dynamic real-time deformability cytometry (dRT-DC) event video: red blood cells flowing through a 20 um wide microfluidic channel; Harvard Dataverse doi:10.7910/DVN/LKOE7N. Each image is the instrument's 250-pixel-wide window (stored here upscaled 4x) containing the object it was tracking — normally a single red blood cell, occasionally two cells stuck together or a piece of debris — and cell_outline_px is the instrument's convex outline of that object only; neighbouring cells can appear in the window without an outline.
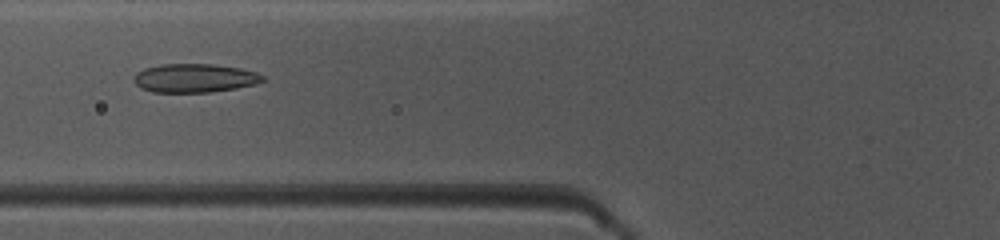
{"species": "common noctule bat (a hibernating species)", "species_latin": "Nyctalus noctula", "temperature_condition": "warm", "stored_images_in_passage": 32, "camera_frame_rate_fps": 3000, "um_per_image_px": 0.085, "animal": {"sex": "female", "body_mass_g": 10.0, "forearm_length_mm": 53.1}, "frame": {"image": 1, "passage_image": 5, "time_ms": 1.333, "image_size_px": [1000, 240], "cell_outline_px": [[264, 80], [256, 84], [236, 88], [208, 92], [152, 92], [140, 88], [136, 84], [136, 72], [144, 68], [160, 64], [212, 64], [240, 68], [256, 72], [264, 76]], "centroid_in_image_um": [16.55, 6.63], "position_along_channel_um": 109.3, "area_um2": 21.44}}
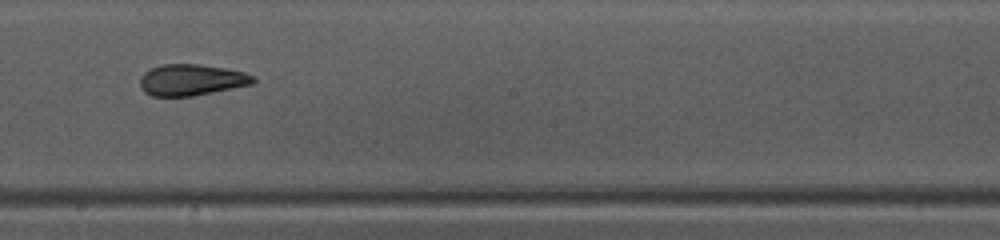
{"frame": {"image": 2, "passage_image": 14, "time_ms": 4.333, "image_size_px": [1000, 240], "cell_outline_px": [[256, 80], [252, 84], [192, 96], [152, 96], [144, 92], [140, 88], [140, 76], [144, 72], [160, 64], [200, 64], [224, 68], [244, 72], [252, 76]], "centroid_in_image_um": [16.22, 6.79], "position_along_channel_um": 232.0, "area_um2": 20.58}}
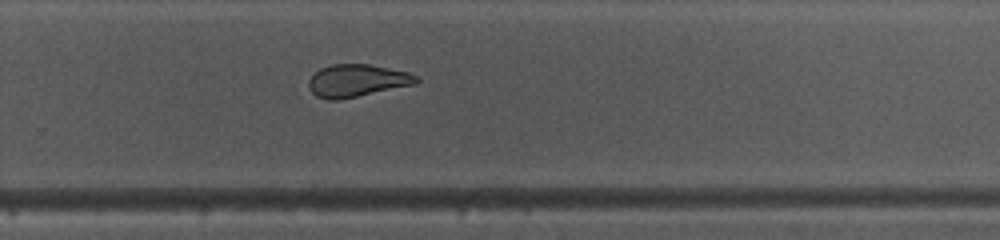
{"frame": {"image": 3, "passage_image": 19, "time_ms": 6.0, "image_size_px": [1000, 240], "cell_outline_px": [[420, 80], [416, 84], [340, 100], [328, 100], [316, 96], [308, 88], [308, 80], [320, 68], [332, 64], [368, 64], [408, 72], [416, 76]], "centroid_in_image_um": [30.33, 6.86], "position_along_channel_um": 299.5, "area_um2": 20.4}, "authors_computed_cell_mechanics": {"area_um2": 21.1837, "velocity_mm_per_s": 4.0661, "shape_relaxation_time_tau1_ms": 10.6006, "shape_relaxation_time_tau2_ms": 2.8901, "deformation_change_tau1": 0.2398, "deformation_change_tau2": 0.0623}}